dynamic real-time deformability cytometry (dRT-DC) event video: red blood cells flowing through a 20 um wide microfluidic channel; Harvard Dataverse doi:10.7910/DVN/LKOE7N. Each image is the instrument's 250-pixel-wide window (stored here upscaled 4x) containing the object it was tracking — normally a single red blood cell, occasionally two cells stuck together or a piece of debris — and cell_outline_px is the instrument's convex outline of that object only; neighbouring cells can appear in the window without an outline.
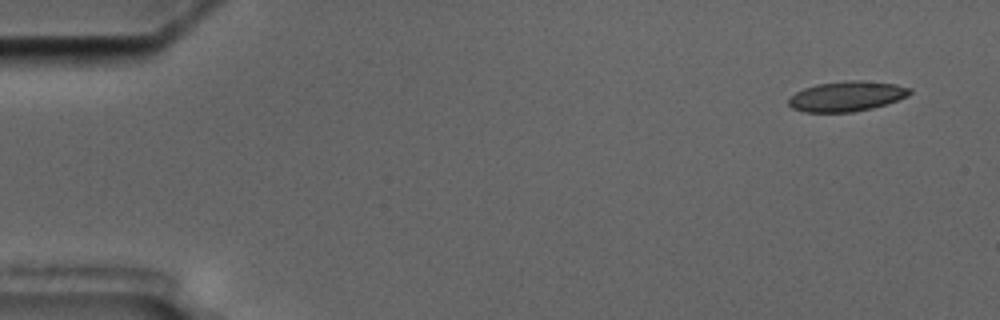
{"species": "common noctule bat (a hibernating species)", "species_latin": "Nyctalus noctula", "temperature_condition": "cold", "stored_images_in_passage": 4, "camera_frame_rate_fps": 3000, "um_per_image_px": 0.085, "animal": {"sex": "male", "body_mass_g": 17.5, "forearm_length_mm": 52.3}, "frame": {"image": 1, "passage_image": 1, "time_ms": 0.0, "image_size_px": [1000, 320], "cell_outline_px": [[912, 92], [908, 96], [872, 108], [852, 112], [804, 112], [792, 108], [788, 104], [788, 100], [796, 92], [804, 88], [816, 84], [844, 80], [860, 80], [896, 84], [912, 88]], "centroid_in_image_um": [71.97, 8.17], "position_along_channel_um": 13.0, "area_um2": 21.27}}
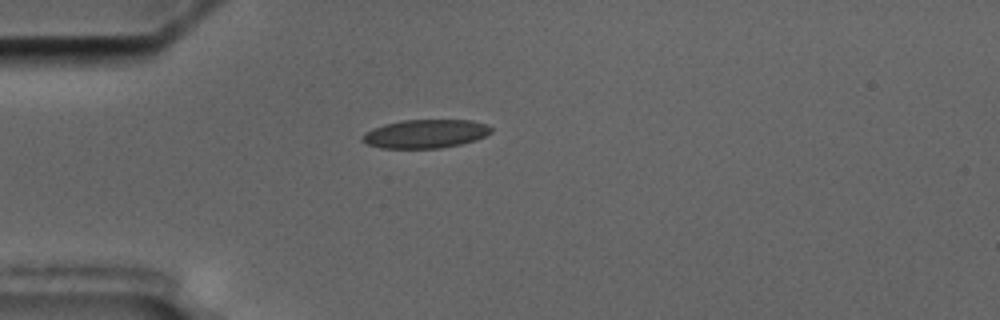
{"frame": {"image": 2, "passage_image": 4, "time_ms": 4.0, "image_size_px": [1000, 320], "cell_outline_px": [[492, 132], [476, 140], [460, 144], [440, 148], [380, 148], [368, 144], [360, 140], [360, 136], [364, 132], [372, 128], [384, 124], [404, 120], [472, 120], [488, 124], [492, 128]], "centroid_in_image_um": [36.14, 11.37], "position_along_channel_um": 48.9, "area_um2": 21.62}}